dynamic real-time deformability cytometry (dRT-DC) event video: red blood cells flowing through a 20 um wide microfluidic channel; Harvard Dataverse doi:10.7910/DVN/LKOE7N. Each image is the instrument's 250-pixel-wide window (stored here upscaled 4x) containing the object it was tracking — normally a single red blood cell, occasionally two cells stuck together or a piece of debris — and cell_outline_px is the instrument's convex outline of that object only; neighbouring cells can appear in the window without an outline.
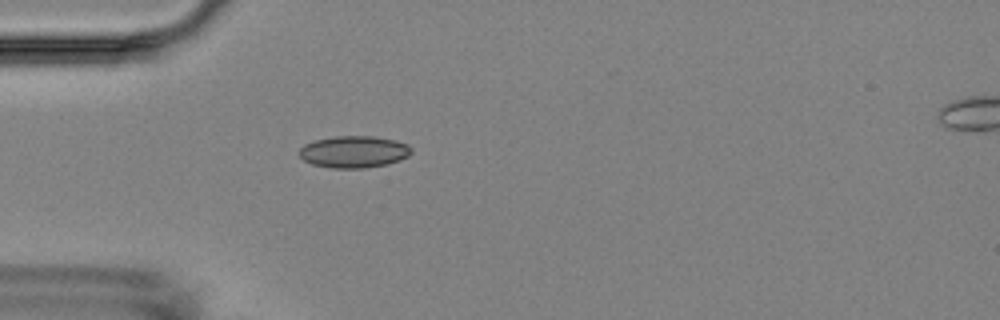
{"species": "Egyptian fruit bat (a non-hibernating species)", "species_latin": "Rousettus aegyptiacus", "temperature_condition": "room temperature", "stored_images_in_passage": 1, "camera_frame_rate_fps": 3000, "um_per_image_px": 0.085, "animal": {"sex": "female"}, "frame": {"image": 1, "passage_image": 1, "time_ms": 0.0, "image_size_px": [1000, 320], "cell_outline_px": [[412, 152], [408, 156], [400, 160], [388, 164], [364, 168], [332, 168], [312, 164], [304, 160], [300, 156], [300, 148], [304, 144], [316, 140], [336, 136], [372, 136], [396, 140], [408, 144], [412, 148]], "centroid_in_image_um": [30.11, 12.9], "position_along_channel_um": 54.9, "area_um2": 20.87}}